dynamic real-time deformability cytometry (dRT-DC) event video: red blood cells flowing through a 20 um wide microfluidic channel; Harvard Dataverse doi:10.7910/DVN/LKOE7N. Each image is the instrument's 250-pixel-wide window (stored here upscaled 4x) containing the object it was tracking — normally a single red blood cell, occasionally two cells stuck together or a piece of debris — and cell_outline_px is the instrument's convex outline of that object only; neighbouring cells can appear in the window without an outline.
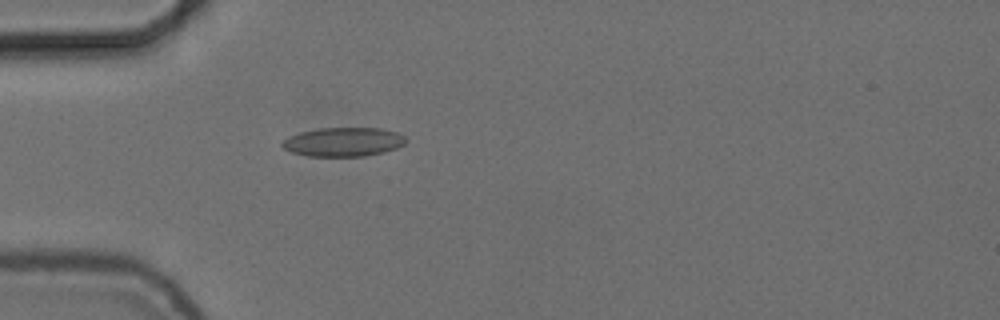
{"species": "common noctule bat (a hibernating species)", "species_latin": "Nyctalus noctula", "temperature_condition": "cold", "stored_images_in_passage": 41, "camera_frame_rate_fps": 3000, "um_per_image_px": 0.085, "animal": {"sex": "female", "body_mass_g": 24.6, "forearm_length_mm": 56.2}, "frame": {"image": 1, "passage_image": 2, "time_ms": 0.333, "image_size_px": [1000, 320], "cell_outline_px": [[408, 140], [404, 144], [396, 148], [384, 152], [364, 156], [308, 156], [292, 152], [284, 148], [280, 144], [288, 136], [300, 132], [316, 128], [380, 128], [396, 132], [404, 136]], "centroid_in_image_um": [29.18, 12.06], "position_along_channel_um": 55.8, "area_um2": 20.92}}
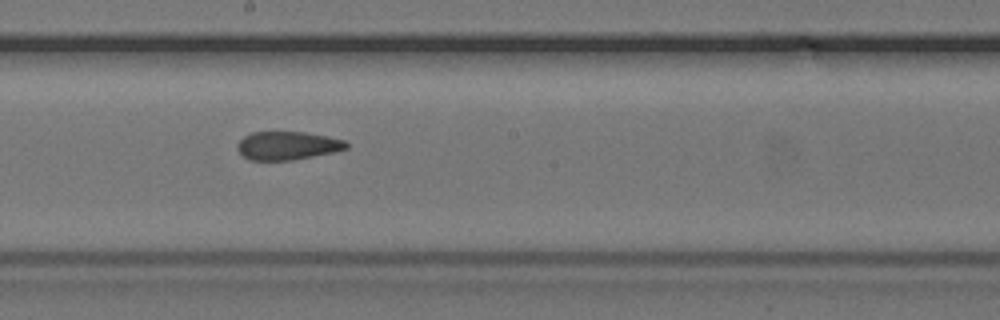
{"frame": {"image": 2, "passage_image": 16, "time_ms": 5.0, "image_size_px": [1000, 320], "cell_outline_px": [[348, 148], [332, 152], [292, 160], [248, 160], [236, 148], [236, 144], [244, 136], [252, 132], [304, 132], [328, 136], [344, 140], [348, 144]], "centroid_in_image_um": [24.41, 12.37], "position_along_channel_um": 223.8, "area_um2": 17.92}}
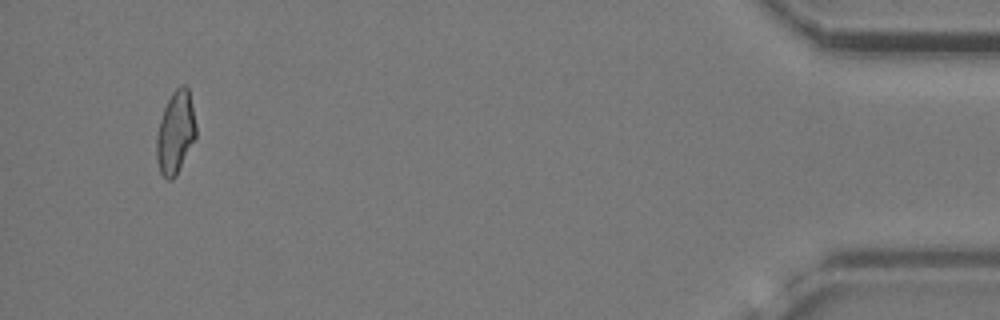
{"frame": {"image": 3, "passage_image": 38, "time_ms": 12.333, "image_size_px": [1000, 320], "cell_outline_px": [[196, 136], [176, 176], [172, 180], [168, 180], [160, 172], [156, 160], [156, 136], [160, 120], [164, 108], [172, 92], [180, 84], [184, 84], [188, 88], [196, 124]], "centroid_in_image_um": [14.9, 11.26], "position_along_channel_um": 420.3, "area_um2": 18.96}, "authors_computed_cell_mechanics": {"area_um2": 19.074, "velocity_mm_per_s": 3.731, "shape_relaxation_time_tau1_ms": null, "shape_relaxation_time_tau2_ms": 2.5923, "deformation_change_tau1": null, "deformation_change_tau2": 0.0777}}